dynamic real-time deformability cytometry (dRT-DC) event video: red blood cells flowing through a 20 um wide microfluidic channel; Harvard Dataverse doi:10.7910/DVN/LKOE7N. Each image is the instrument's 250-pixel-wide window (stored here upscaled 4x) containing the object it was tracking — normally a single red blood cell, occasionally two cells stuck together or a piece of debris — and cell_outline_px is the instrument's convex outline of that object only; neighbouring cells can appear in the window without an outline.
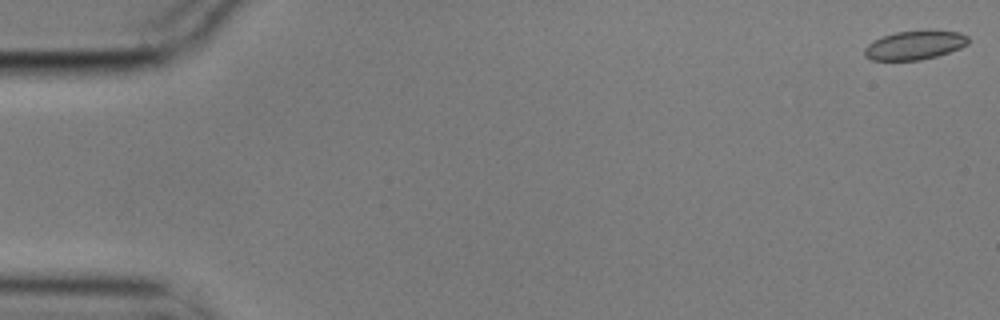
{"species": "common noctule bat (a hibernating species)", "species_latin": "Nyctalus noctula", "temperature_condition": "cold", "stored_images_in_passage": 14, "camera_frame_rate_fps": 3000, "um_per_image_px": 0.085, "animal": {"sex": "male", "body_mass_g": 17.9}, "frame": {"image": 1, "passage_image": 1, "time_ms": 0.0, "image_size_px": [1000, 320], "cell_outline_px": [[968, 44], [960, 48], [936, 56], [920, 60], [872, 60], [864, 56], [864, 48], [872, 40], [896, 32], [924, 28], [932, 28], [960, 32], [968, 36]], "centroid_in_image_um": [77.77, 3.79], "position_along_channel_um": 7.2, "area_um2": 18.03}}
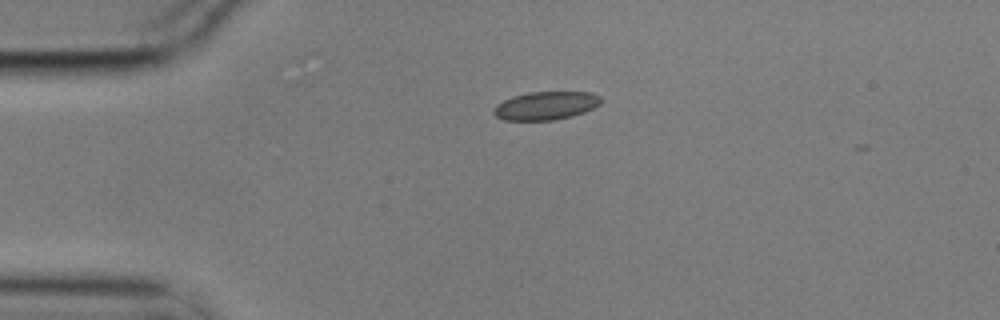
{"frame": {"image": 2, "passage_image": 13, "time_ms": 4.0, "image_size_px": [1000, 320], "cell_outline_px": [[600, 104], [584, 112], [572, 116], [552, 120], [504, 120], [496, 116], [492, 112], [492, 108], [496, 104], [512, 96], [528, 92], [592, 92], [600, 96]], "centroid_in_image_um": [46.36, 8.97], "position_along_channel_um": 38.6, "area_um2": 17.69}}